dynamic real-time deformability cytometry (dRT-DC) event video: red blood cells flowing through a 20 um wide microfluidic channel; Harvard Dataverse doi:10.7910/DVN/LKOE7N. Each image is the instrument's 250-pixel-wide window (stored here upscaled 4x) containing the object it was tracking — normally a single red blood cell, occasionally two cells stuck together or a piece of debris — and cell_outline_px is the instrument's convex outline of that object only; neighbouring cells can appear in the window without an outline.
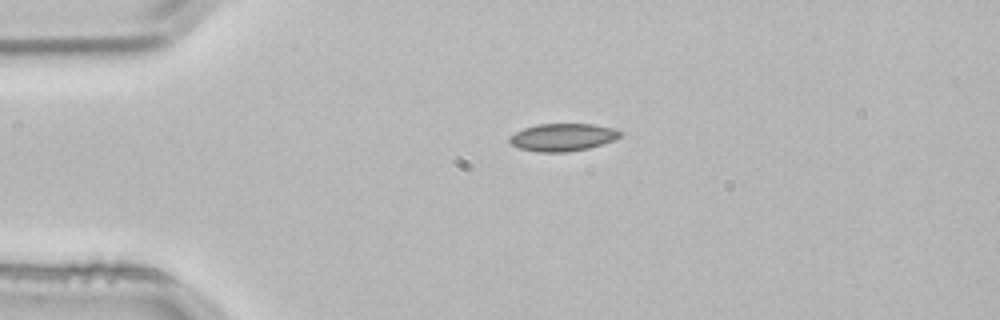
{"species": "common noctule bat (a hibernating species)", "species_latin": "Nyctalus noctula", "temperature_condition": "room temperature", "stored_images_in_passage": 2, "camera_frame_rate_fps": 3000, "um_per_image_px": 0.085, "animal": {"sex": "male", "body_mass_g": 21.5, "forearm_length_mm": 52.0}, "frame": {"image": 1, "passage_image": 1, "time_ms": 0.0, "image_size_px": [1000, 320], "cell_outline_px": [[624, 132], [620, 136], [604, 144], [588, 148], [564, 152], [536, 152], [520, 148], [512, 144], [508, 140], [508, 136], [524, 128], [536, 124], [592, 124], [616, 128]], "centroid_in_image_um": [47.84, 11.66], "position_along_channel_um": 37.2, "area_um2": 17.86}}